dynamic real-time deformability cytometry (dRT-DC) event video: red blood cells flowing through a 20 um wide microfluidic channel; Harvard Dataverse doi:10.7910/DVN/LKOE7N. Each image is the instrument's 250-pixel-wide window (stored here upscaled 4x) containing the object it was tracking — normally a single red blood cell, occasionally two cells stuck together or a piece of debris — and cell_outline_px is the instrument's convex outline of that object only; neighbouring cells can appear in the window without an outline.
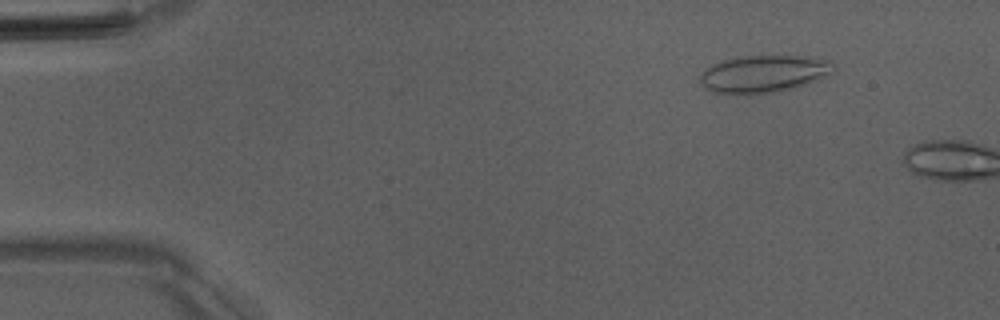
{"species": "Egyptian fruit bat (a non-hibernating species)", "species_latin": "Rousettus aegyptiacus", "temperature_condition": "room temperature", "stored_images_in_passage": 8, "camera_frame_rate_fps": 3000, "um_per_image_px": 0.085, "animal": {"sex": "male"}, "frame": {"image": 1, "passage_image": 6, "time_ms": 1.667, "image_size_px": [1000, 320], "cell_outline_px": [[832, 64], [828, 72], [816, 80], [796, 88], [776, 92], [748, 96], [712, 92], [704, 88], [700, 80], [700, 76], [704, 68], [720, 60], [744, 56], [812, 56], [832, 60]], "centroid_in_image_um": [64.83, 6.3], "position_along_channel_um": 20.2, "area_um2": 29.36}}